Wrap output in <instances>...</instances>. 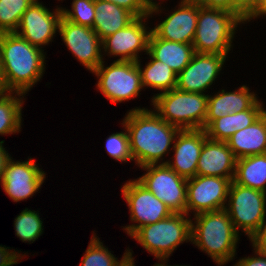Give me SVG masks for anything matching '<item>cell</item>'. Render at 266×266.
Returning a JSON list of instances; mask_svg holds the SVG:
<instances>
[{"label":"cell","instance_id":"obj_7","mask_svg":"<svg viewBox=\"0 0 266 266\" xmlns=\"http://www.w3.org/2000/svg\"><path fill=\"white\" fill-rule=\"evenodd\" d=\"M225 210L235 230L250 238L266 223V193L231 181Z\"/></svg>","mask_w":266,"mask_h":266},{"label":"cell","instance_id":"obj_20","mask_svg":"<svg viewBox=\"0 0 266 266\" xmlns=\"http://www.w3.org/2000/svg\"><path fill=\"white\" fill-rule=\"evenodd\" d=\"M247 85H241L234 91L219 90L214 95H208L205 129L215 120L231 113H238L249 109L257 100V94L250 92Z\"/></svg>","mask_w":266,"mask_h":266},{"label":"cell","instance_id":"obj_12","mask_svg":"<svg viewBox=\"0 0 266 266\" xmlns=\"http://www.w3.org/2000/svg\"><path fill=\"white\" fill-rule=\"evenodd\" d=\"M148 18L150 19L149 15L136 18L124 29L104 38L102 40L103 56H116L119 58L116 60L119 61L137 62L141 60V52H148V41L151 34V28L147 26Z\"/></svg>","mask_w":266,"mask_h":266},{"label":"cell","instance_id":"obj_35","mask_svg":"<svg viewBox=\"0 0 266 266\" xmlns=\"http://www.w3.org/2000/svg\"><path fill=\"white\" fill-rule=\"evenodd\" d=\"M253 249L266 255V223L261 226L250 238Z\"/></svg>","mask_w":266,"mask_h":266},{"label":"cell","instance_id":"obj_43","mask_svg":"<svg viewBox=\"0 0 266 266\" xmlns=\"http://www.w3.org/2000/svg\"><path fill=\"white\" fill-rule=\"evenodd\" d=\"M266 3V0H260V11L263 7V5Z\"/></svg>","mask_w":266,"mask_h":266},{"label":"cell","instance_id":"obj_11","mask_svg":"<svg viewBox=\"0 0 266 266\" xmlns=\"http://www.w3.org/2000/svg\"><path fill=\"white\" fill-rule=\"evenodd\" d=\"M234 178L200 176L187 179L186 214L225 209L228 191Z\"/></svg>","mask_w":266,"mask_h":266},{"label":"cell","instance_id":"obj_33","mask_svg":"<svg viewBox=\"0 0 266 266\" xmlns=\"http://www.w3.org/2000/svg\"><path fill=\"white\" fill-rule=\"evenodd\" d=\"M233 13L247 24L260 14V0H233Z\"/></svg>","mask_w":266,"mask_h":266},{"label":"cell","instance_id":"obj_34","mask_svg":"<svg viewBox=\"0 0 266 266\" xmlns=\"http://www.w3.org/2000/svg\"><path fill=\"white\" fill-rule=\"evenodd\" d=\"M117 6L126 9L136 18L149 15L150 6L144 0H117Z\"/></svg>","mask_w":266,"mask_h":266},{"label":"cell","instance_id":"obj_38","mask_svg":"<svg viewBox=\"0 0 266 266\" xmlns=\"http://www.w3.org/2000/svg\"><path fill=\"white\" fill-rule=\"evenodd\" d=\"M4 142L5 140L0 141V183H2L6 163L11 157V155L8 153V150L6 151V149L4 148Z\"/></svg>","mask_w":266,"mask_h":266},{"label":"cell","instance_id":"obj_6","mask_svg":"<svg viewBox=\"0 0 266 266\" xmlns=\"http://www.w3.org/2000/svg\"><path fill=\"white\" fill-rule=\"evenodd\" d=\"M191 218L172 213L168 218L138 228L130 237L156 259H169L179 245L191 243Z\"/></svg>","mask_w":266,"mask_h":266},{"label":"cell","instance_id":"obj_17","mask_svg":"<svg viewBox=\"0 0 266 266\" xmlns=\"http://www.w3.org/2000/svg\"><path fill=\"white\" fill-rule=\"evenodd\" d=\"M169 13H165L168 14L166 18L151 28V32L157 38L192 44L197 27L198 2L180 0L178 7L176 5Z\"/></svg>","mask_w":266,"mask_h":266},{"label":"cell","instance_id":"obj_14","mask_svg":"<svg viewBox=\"0 0 266 266\" xmlns=\"http://www.w3.org/2000/svg\"><path fill=\"white\" fill-rule=\"evenodd\" d=\"M58 33L73 57L90 73L105 59L102 53V40L93 28L73 23L62 17Z\"/></svg>","mask_w":266,"mask_h":266},{"label":"cell","instance_id":"obj_36","mask_svg":"<svg viewBox=\"0 0 266 266\" xmlns=\"http://www.w3.org/2000/svg\"><path fill=\"white\" fill-rule=\"evenodd\" d=\"M254 255L240 258L233 266H266V255L258 253L253 249Z\"/></svg>","mask_w":266,"mask_h":266},{"label":"cell","instance_id":"obj_10","mask_svg":"<svg viewBox=\"0 0 266 266\" xmlns=\"http://www.w3.org/2000/svg\"><path fill=\"white\" fill-rule=\"evenodd\" d=\"M121 193L128 205L132 224L121 226L131 236L138 228L168 218L172 211L136 179H129L121 186Z\"/></svg>","mask_w":266,"mask_h":266},{"label":"cell","instance_id":"obj_3","mask_svg":"<svg viewBox=\"0 0 266 266\" xmlns=\"http://www.w3.org/2000/svg\"><path fill=\"white\" fill-rule=\"evenodd\" d=\"M193 218L191 244L208 254L218 266H225L233 261L241 234L235 230L227 211L221 209L204 212Z\"/></svg>","mask_w":266,"mask_h":266},{"label":"cell","instance_id":"obj_42","mask_svg":"<svg viewBox=\"0 0 266 266\" xmlns=\"http://www.w3.org/2000/svg\"><path fill=\"white\" fill-rule=\"evenodd\" d=\"M263 16L266 17V3L263 5L260 11V14L256 18H260V17L264 18Z\"/></svg>","mask_w":266,"mask_h":266},{"label":"cell","instance_id":"obj_4","mask_svg":"<svg viewBox=\"0 0 266 266\" xmlns=\"http://www.w3.org/2000/svg\"><path fill=\"white\" fill-rule=\"evenodd\" d=\"M241 24L245 22L233 12L206 8L198 3L197 27L192 43L194 52L229 54Z\"/></svg>","mask_w":266,"mask_h":266},{"label":"cell","instance_id":"obj_2","mask_svg":"<svg viewBox=\"0 0 266 266\" xmlns=\"http://www.w3.org/2000/svg\"><path fill=\"white\" fill-rule=\"evenodd\" d=\"M44 50L12 33H0V55L7 92L26 95L39 82L45 71Z\"/></svg>","mask_w":266,"mask_h":266},{"label":"cell","instance_id":"obj_18","mask_svg":"<svg viewBox=\"0 0 266 266\" xmlns=\"http://www.w3.org/2000/svg\"><path fill=\"white\" fill-rule=\"evenodd\" d=\"M207 138L204 129L180 130L173 143V160L166 164L179 176L190 179L196 176L200 152Z\"/></svg>","mask_w":266,"mask_h":266},{"label":"cell","instance_id":"obj_19","mask_svg":"<svg viewBox=\"0 0 266 266\" xmlns=\"http://www.w3.org/2000/svg\"><path fill=\"white\" fill-rule=\"evenodd\" d=\"M237 158L227 142L206 138L198 159L197 174L234 178Z\"/></svg>","mask_w":266,"mask_h":266},{"label":"cell","instance_id":"obj_30","mask_svg":"<svg viewBox=\"0 0 266 266\" xmlns=\"http://www.w3.org/2000/svg\"><path fill=\"white\" fill-rule=\"evenodd\" d=\"M35 0H0V33L15 32L23 13Z\"/></svg>","mask_w":266,"mask_h":266},{"label":"cell","instance_id":"obj_16","mask_svg":"<svg viewBox=\"0 0 266 266\" xmlns=\"http://www.w3.org/2000/svg\"><path fill=\"white\" fill-rule=\"evenodd\" d=\"M228 54L194 53L190 63L177 74L176 89L204 93L220 75Z\"/></svg>","mask_w":266,"mask_h":266},{"label":"cell","instance_id":"obj_29","mask_svg":"<svg viewBox=\"0 0 266 266\" xmlns=\"http://www.w3.org/2000/svg\"><path fill=\"white\" fill-rule=\"evenodd\" d=\"M39 214L38 210L25 208L14 219L15 235L22 242L31 244L43 234V220Z\"/></svg>","mask_w":266,"mask_h":266},{"label":"cell","instance_id":"obj_9","mask_svg":"<svg viewBox=\"0 0 266 266\" xmlns=\"http://www.w3.org/2000/svg\"><path fill=\"white\" fill-rule=\"evenodd\" d=\"M146 171L136 180L162 201L172 213L186 214L187 179L179 176L167 164L140 167Z\"/></svg>","mask_w":266,"mask_h":266},{"label":"cell","instance_id":"obj_37","mask_svg":"<svg viewBox=\"0 0 266 266\" xmlns=\"http://www.w3.org/2000/svg\"><path fill=\"white\" fill-rule=\"evenodd\" d=\"M206 8L224 9L233 12V0H195Z\"/></svg>","mask_w":266,"mask_h":266},{"label":"cell","instance_id":"obj_13","mask_svg":"<svg viewBox=\"0 0 266 266\" xmlns=\"http://www.w3.org/2000/svg\"><path fill=\"white\" fill-rule=\"evenodd\" d=\"M61 18V6L57 5L56 9L51 11L41 1L35 0L23 13L15 33L31 45L44 50L59 32Z\"/></svg>","mask_w":266,"mask_h":266},{"label":"cell","instance_id":"obj_26","mask_svg":"<svg viewBox=\"0 0 266 266\" xmlns=\"http://www.w3.org/2000/svg\"><path fill=\"white\" fill-rule=\"evenodd\" d=\"M144 54L150 58L144 68L141 66L142 61H137L143 89L149 87L158 90V92L160 91L157 94L174 89L176 87L177 74L167 64L154 59L148 52Z\"/></svg>","mask_w":266,"mask_h":266},{"label":"cell","instance_id":"obj_41","mask_svg":"<svg viewBox=\"0 0 266 266\" xmlns=\"http://www.w3.org/2000/svg\"><path fill=\"white\" fill-rule=\"evenodd\" d=\"M158 261H160V263H155L153 266H188V265H168L167 263V261H169L168 259H158Z\"/></svg>","mask_w":266,"mask_h":266},{"label":"cell","instance_id":"obj_32","mask_svg":"<svg viewBox=\"0 0 266 266\" xmlns=\"http://www.w3.org/2000/svg\"><path fill=\"white\" fill-rule=\"evenodd\" d=\"M122 127L124 128L123 131L112 133L107 137L105 150L112 159L121 163H128L133 161V159L130 153L127 130L125 126L122 125Z\"/></svg>","mask_w":266,"mask_h":266},{"label":"cell","instance_id":"obj_5","mask_svg":"<svg viewBox=\"0 0 266 266\" xmlns=\"http://www.w3.org/2000/svg\"><path fill=\"white\" fill-rule=\"evenodd\" d=\"M153 110L168 124L186 129H204L208 94L172 89L154 94L150 99Z\"/></svg>","mask_w":266,"mask_h":266},{"label":"cell","instance_id":"obj_25","mask_svg":"<svg viewBox=\"0 0 266 266\" xmlns=\"http://www.w3.org/2000/svg\"><path fill=\"white\" fill-rule=\"evenodd\" d=\"M233 181L266 193V153L237 159Z\"/></svg>","mask_w":266,"mask_h":266},{"label":"cell","instance_id":"obj_40","mask_svg":"<svg viewBox=\"0 0 266 266\" xmlns=\"http://www.w3.org/2000/svg\"><path fill=\"white\" fill-rule=\"evenodd\" d=\"M128 258L120 266H136L132 249L128 248Z\"/></svg>","mask_w":266,"mask_h":266},{"label":"cell","instance_id":"obj_28","mask_svg":"<svg viewBox=\"0 0 266 266\" xmlns=\"http://www.w3.org/2000/svg\"><path fill=\"white\" fill-rule=\"evenodd\" d=\"M92 234L79 266H120L129 257L128 249H125L122 259L118 260L94 231Z\"/></svg>","mask_w":266,"mask_h":266},{"label":"cell","instance_id":"obj_44","mask_svg":"<svg viewBox=\"0 0 266 266\" xmlns=\"http://www.w3.org/2000/svg\"><path fill=\"white\" fill-rule=\"evenodd\" d=\"M102 1H108L117 5V0H102Z\"/></svg>","mask_w":266,"mask_h":266},{"label":"cell","instance_id":"obj_15","mask_svg":"<svg viewBox=\"0 0 266 266\" xmlns=\"http://www.w3.org/2000/svg\"><path fill=\"white\" fill-rule=\"evenodd\" d=\"M39 167L29 156L26 161L8 159L1 187L13 202L32 198L41 189L47 174Z\"/></svg>","mask_w":266,"mask_h":266},{"label":"cell","instance_id":"obj_39","mask_svg":"<svg viewBox=\"0 0 266 266\" xmlns=\"http://www.w3.org/2000/svg\"><path fill=\"white\" fill-rule=\"evenodd\" d=\"M144 1L150 6V11H149L150 18H153V15L155 16V14L160 15L165 10V8L163 9L162 7V2H164V0L163 1L161 0L162 1L161 3L157 2L156 0L155 1L144 0Z\"/></svg>","mask_w":266,"mask_h":266},{"label":"cell","instance_id":"obj_1","mask_svg":"<svg viewBox=\"0 0 266 266\" xmlns=\"http://www.w3.org/2000/svg\"><path fill=\"white\" fill-rule=\"evenodd\" d=\"M125 126L132 159L139 168L152 164H166L179 127L168 124L151 108H132L125 114Z\"/></svg>","mask_w":266,"mask_h":266},{"label":"cell","instance_id":"obj_31","mask_svg":"<svg viewBox=\"0 0 266 266\" xmlns=\"http://www.w3.org/2000/svg\"><path fill=\"white\" fill-rule=\"evenodd\" d=\"M71 9L61 7L62 17L73 23L93 27L95 21L94 0H73Z\"/></svg>","mask_w":266,"mask_h":266},{"label":"cell","instance_id":"obj_22","mask_svg":"<svg viewBox=\"0 0 266 266\" xmlns=\"http://www.w3.org/2000/svg\"><path fill=\"white\" fill-rule=\"evenodd\" d=\"M266 111L259 99L247 110L215 119L206 129L207 137L226 142L234 133L250 126Z\"/></svg>","mask_w":266,"mask_h":266},{"label":"cell","instance_id":"obj_21","mask_svg":"<svg viewBox=\"0 0 266 266\" xmlns=\"http://www.w3.org/2000/svg\"><path fill=\"white\" fill-rule=\"evenodd\" d=\"M237 159L266 153V111L250 126L234 133L227 141Z\"/></svg>","mask_w":266,"mask_h":266},{"label":"cell","instance_id":"obj_27","mask_svg":"<svg viewBox=\"0 0 266 266\" xmlns=\"http://www.w3.org/2000/svg\"><path fill=\"white\" fill-rule=\"evenodd\" d=\"M15 93V94H14ZM22 96V97H21ZM25 95L19 92L0 94V135L19 133L22 126V109Z\"/></svg>","mask_w":266,"mask_h":266},{"label":"cell","instance_id":"obj_8","mask_svg":"<svg viewBox=\"0 0 266 266\" xmlns=\"http://www.w3.org/2000/svg\"><path fill=\"white\" fill-rule=\"evenodd\" d=\"M104 62L92 72L98 91L115 105L138 97L143 87L137 62L114 60L106 67Z\"/></svg>","mask_w":266,"mask_h":266},{"label":"cell","instance_id":"obj_24","mask_svg":"<svg viewBox=\"0 0 266 266\" xmlns=\"http://www.w3.org/2000/svg\"><path fill=\"white\" fill-rule=\"evenodd\" d=\"M94 9L96 13L92 28L101 40L124 29L136 19L126 9L108 1L94 0Z\"/></svg>","mask_w":266,"mask_h":266},{"label":"cell","instance_id":"obj_23","mask_svg":"<svg viewBox=\"0 0 266 266\" xmlns=\"http://www.w3.org/2000/svg\"><path fill=\"white\" fill-rule=\"evenodd\" d=\"M148 53L154 59L167 64L178 74L190 63L195 52L192 44L157 38L151 32L148 41Z\"/></svg>","mask_w":266,"mask_h":266}]
</instances>
